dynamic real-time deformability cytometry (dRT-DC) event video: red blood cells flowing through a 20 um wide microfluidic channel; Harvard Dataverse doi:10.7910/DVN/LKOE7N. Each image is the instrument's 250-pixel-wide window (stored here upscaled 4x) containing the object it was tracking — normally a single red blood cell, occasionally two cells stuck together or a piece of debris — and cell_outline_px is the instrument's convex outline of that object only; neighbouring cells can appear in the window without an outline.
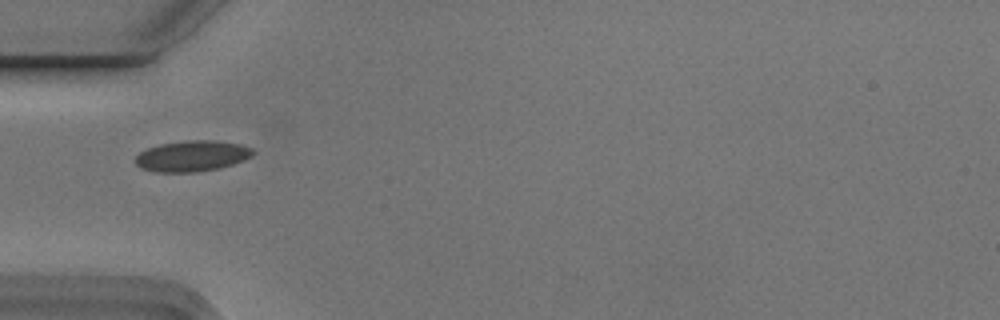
{"species": "Egyptian fruit bat (a non-hibernating species)", "species_latin": "Rousettus aegyptiacus", "temperature_condition": "cold", "stored_images_in_passage": 4, "camera_frame_rate_fps": 3000, "um_per_image_px": 0.085, "animal": {"sex": "male"}, "frame": {"image": 1, "passage_image": 2, "time_ms": 0.333, "image_size_px": [1000, 320], "cell_outline_px": [[256, 152], [244, 160], [232, 164], [216, 168], [196, 172], [156, 172], [140, 168], [136, 164], [136, 156], [140, 152], [148, 148], [160, 144], [184, 140], [212, 140], [240, 144], [252, 148]], "centroid_in_image_um": [16.31, 13.25], "position_along_channel_um": 68.7, "area_um2": 21.04}}
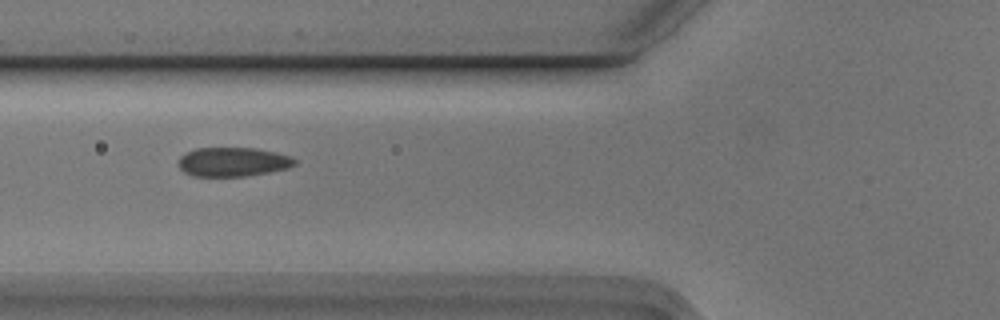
{"frame": {"image": 2, "passage_image": 3, "time_ms": 0.667, "image_size_px": [1000, 320], "cell_outline_px": [[296, 164], [288, 168], [272, 172], [244, 176], [192, 176], [184, 172], [180, 168], [180, 156], [196, 148], [256, 148], [276, 152], [288, 156], [296, 160]], "centroid_in_image_um": [19.82, 13.76], "position_along_channel_um": 106.0, "area_um2": 19.65}}
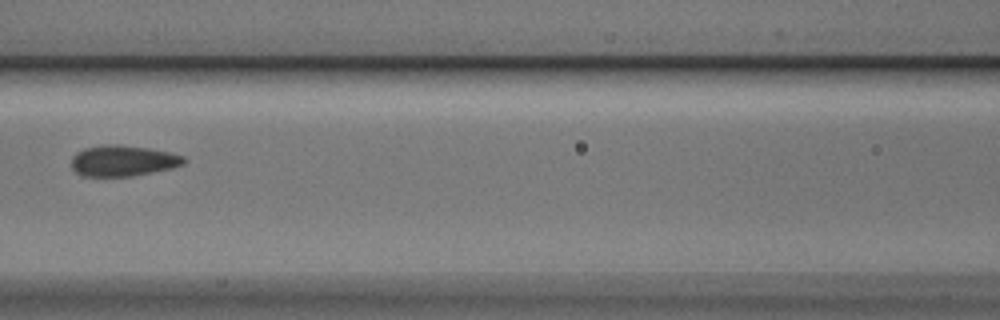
{"frame": {"image": 3, "passage_image": 4, "time_ms": 1.0, "image_size_px": [1000, 320], "cell_outline_px": [[188, 160], [184, 164], [172, 168], [132, 176], [84, 176], [76, 172], [72, 168], [72, 156], [76, 152], [84, 148], [104, 144], [116, 144], [148, 148], [168, 152], [184, 156]], "centroid_in_image_um": [10.45, 13.66], "position_along_channel_um": 156.1, "area_um2": 20.29}}